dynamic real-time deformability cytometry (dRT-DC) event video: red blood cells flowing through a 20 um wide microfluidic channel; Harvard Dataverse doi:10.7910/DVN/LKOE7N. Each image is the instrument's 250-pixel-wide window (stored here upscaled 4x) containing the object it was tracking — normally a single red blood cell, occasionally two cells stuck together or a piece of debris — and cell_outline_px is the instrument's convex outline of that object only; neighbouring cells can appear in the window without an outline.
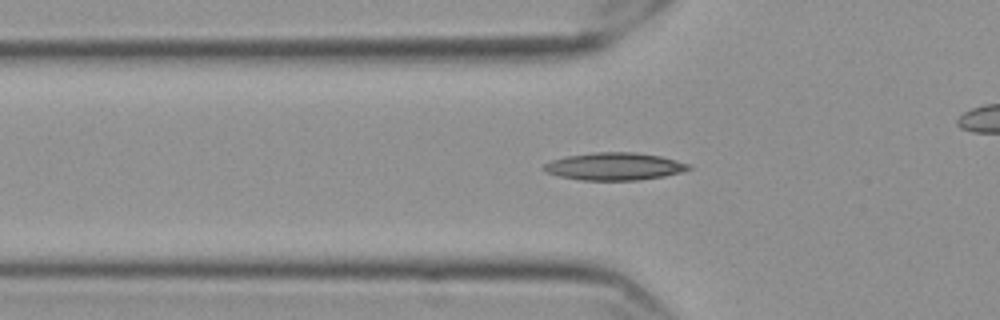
{"species": "Egyptian fruit bat (a non-hibernating species)", "species_latin": "Rousettus aegyptiacus", "temperature_condition": "cold", "stored_images_in_passage": 34, "camera_frame_rate_fps": 3000, "um_per_image_px": 0.085, "frame": {"image": 1, "passage_image": 2, "time_ms": 0.333, "image_size_px": [1000, 320], "cell_outline_px": [[692, 168], [680, 172], [664, 176], [640, 180], [580, 180], [560, 176], [548, 172], [544, 168], [544, 164], [552, 160], [568, 156], [592, 152], [636, 152], [660, 156], [692, 164]], "centroid_in_image_um": [52.28, 14.14], "position_along_channel_um": 73.5, "area_um2": 23.12}}
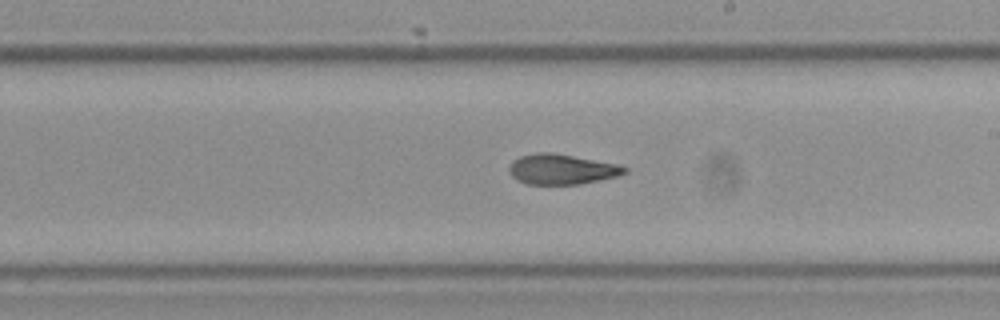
{"frame": {"image": 2, "passage_image": 16, "time_ms": 5.0, "image_size_px": [1000, 320], "cell_outline_px": [[628, 172], [616, 176], [580, 184], [528, 184], [516, 180], [512, 176], [508, 168], [512, 160], [520, 156], [536, 152], [552, 152], [620, 164], [628, 168]], "centroid_in_image_um": [47.74, 14.37], "position_along_channel_um": 241.3, "area_um2": 20.46}}
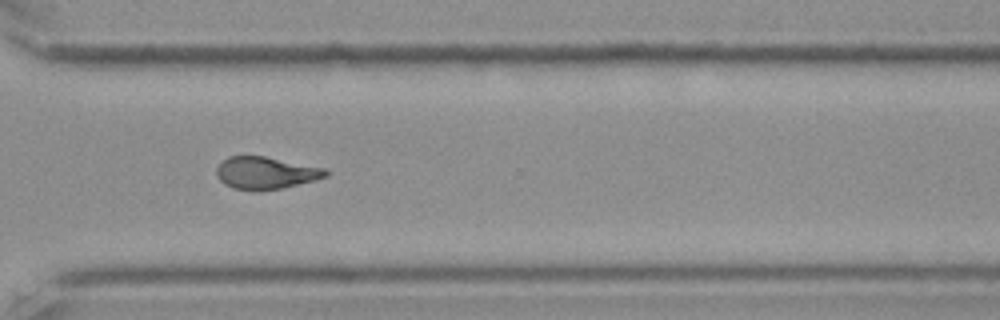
{"frame": {"image": 3, "passage_image": 25, "time_ms": 8.0, "image_size_px": [1000, 320], "cell_outline_px": [[328, 176], [316, 180], [280, 188], [256, 192], [252, 192], [232, 188], [224, 184], [216, 176], [216, 168], [228, 156], [264, 156], [324, 168], [328, 172]], "centroid_in_image_um": [22.55, 14.72], "position_along_channel_um": 348.0, "area_um2": 20.63}, "authors_computed_cell_mechanics": {"area_um2": 20.8658, "velocity_mm_per_s": 3.5684, "shape_relaxation_time_tau1_ms": 5.3912, "shape_relaxation_time_tau2_ms": 3.5437, "deformation_change_tau1": 0.1782, "deformation_change_tau2": 0.1028}}